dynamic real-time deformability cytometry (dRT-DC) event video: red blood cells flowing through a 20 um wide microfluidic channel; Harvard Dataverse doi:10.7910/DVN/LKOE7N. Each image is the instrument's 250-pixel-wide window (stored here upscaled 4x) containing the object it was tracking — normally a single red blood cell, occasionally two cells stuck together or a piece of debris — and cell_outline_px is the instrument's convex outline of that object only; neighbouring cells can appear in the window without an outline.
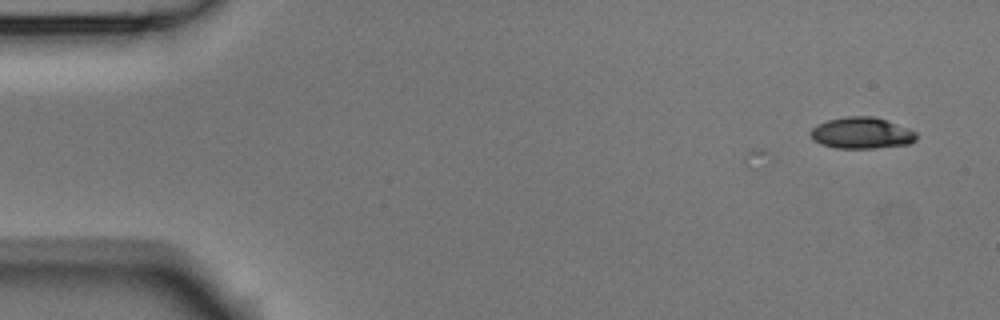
{"species": "Egyptian fruit bat (a non-hibernating species)", "species_latin": "Rousettus aegyptiacus", "temperature_condition": "room temperature", "stored_images_in_passage": 5, "camera_frame_rate_fps": 3000, "um_per_image_px": 0.085, "animal": {"sex": "male"}, "frame": {"image": 1, "passage_image": 5, "time_ms": 1.333, "image_size_px": [1000, 320], "cell_outline_px": [[916, 140], [908, 144], [872, 148], [836, 148], [820, 144], [812, 140], [808, 132], [816, 124], [828, 120], [844, 116], [876, 116], [908, 128], [916, 132]], "centroid_in_image_um": [73.19, 11.3], "position_along_channel_um": 11.8, "area_um2": 19.54}}